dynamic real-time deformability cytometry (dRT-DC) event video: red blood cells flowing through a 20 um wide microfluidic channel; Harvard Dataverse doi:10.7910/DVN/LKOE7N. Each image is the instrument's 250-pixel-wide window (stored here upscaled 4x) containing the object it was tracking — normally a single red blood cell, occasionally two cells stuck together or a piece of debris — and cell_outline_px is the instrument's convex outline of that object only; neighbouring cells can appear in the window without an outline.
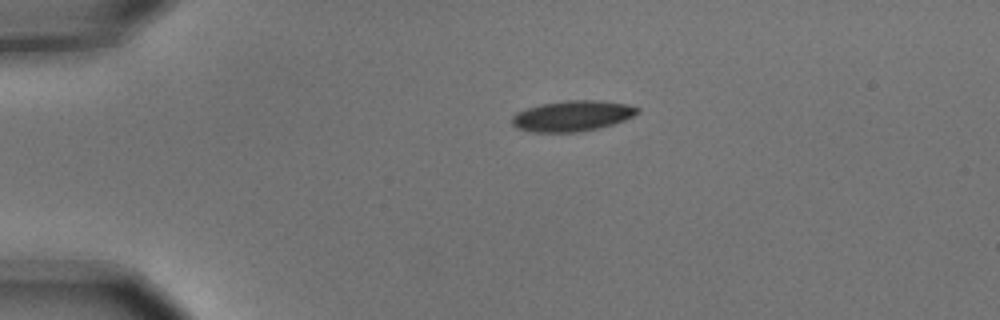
{"species": "common noctule bat (a hibernating species)", "species_latin": "Nyctalus noctula", "temperature_condition": "cold", "stored_images_in_passage": 2, "camera_frame_rate_fps": 3000, "um_per_image_px": 0.085, "animal": {"sex": "male", "body_mass_g": 15.6}, "frame": {"image": 1, "passage_image": 1, "time_ms": 0.0, "image_size_px": [1000, 320], "cell_outline_px": [[640, 112], [624, 120], [600, 128], [576, 132], [532, 132], [516, 128], [512, 124], [512, 116], [516, 112], [524, 108], [540, 104], [568, 100], [596, 100], [628, 104], [640, 108]], "centroid_in_image_um": [48.62, 9.85], "position_along_channel_um": 36.4, "area_um2": 22.54}}